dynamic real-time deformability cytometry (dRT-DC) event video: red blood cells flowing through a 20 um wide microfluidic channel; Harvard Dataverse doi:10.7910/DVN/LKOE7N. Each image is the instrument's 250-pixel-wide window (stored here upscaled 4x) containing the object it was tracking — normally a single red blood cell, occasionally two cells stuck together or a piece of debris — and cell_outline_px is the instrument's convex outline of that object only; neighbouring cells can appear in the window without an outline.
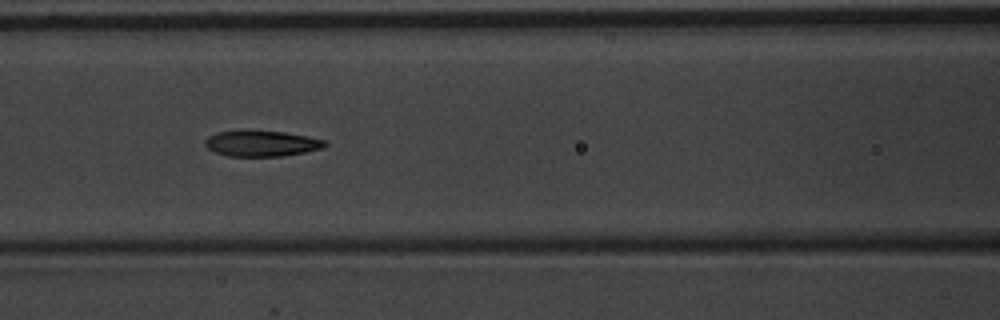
{"species": "common noctule bat (a hibernating species)", "species_latin": "Nyctalus noctula", "temperature_condition": "warm", "stored_images_in_passage": 8, "camera_frame_rate_fps": 3000, "um_per_image_px": 0.085, "animal": {"sex": "male", "body_mass_g": 20.1, "forearm_length_mm": 53.5}, "frame": {"image": 1, "passage_image": 8, "time_ms": 2.333, "image_size_px": [1000, 320], "cell_outline_px": [[328, 144], [324, 148], [284, 156], [228, 156], [216, 152], [208, 148], [204, 144], [204, 140], [208, 136], [216, 132], [248, 128], [284, 132], [308, 136], [324, 140]], "centroid_in_image_um": [22.2, 12.16], "position_along_channel_um": 144.4, "area_um2": 18.61}}